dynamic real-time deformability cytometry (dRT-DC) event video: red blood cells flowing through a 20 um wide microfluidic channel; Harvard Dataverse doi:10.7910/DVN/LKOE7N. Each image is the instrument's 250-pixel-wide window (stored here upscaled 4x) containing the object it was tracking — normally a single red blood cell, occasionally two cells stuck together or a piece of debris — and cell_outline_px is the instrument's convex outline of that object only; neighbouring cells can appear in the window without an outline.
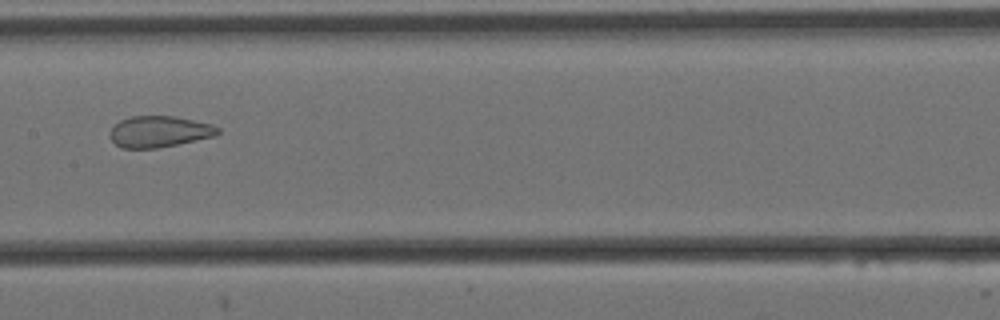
{"species": "Egyptian fruit bat (a non-hibernating species)", "species_latin": "Rousettus aegyptiacus", "temperature_condition": "cold", "stored_images_in_passage": 11, "camera_frame_rate_fps": 3000, "um_per_image_px": 0.085, "animal": {"sex": "female"}, "frame": {"image": 1, "passage_image": 8, "time_ms": 2.333, "image_size_px": [1000, 320], "cell_outline_px": [[220, 132], [216, 136], [156, 148], [120, 148], [108, 136], [108, 132], [120, 120], [132, 116], [172, 116], [212, 124], [220, 128]], "centroid_in_image_um": [13.52, 11.19], "position_along_channel_um": 193.9, "area_um2": 19.59}}
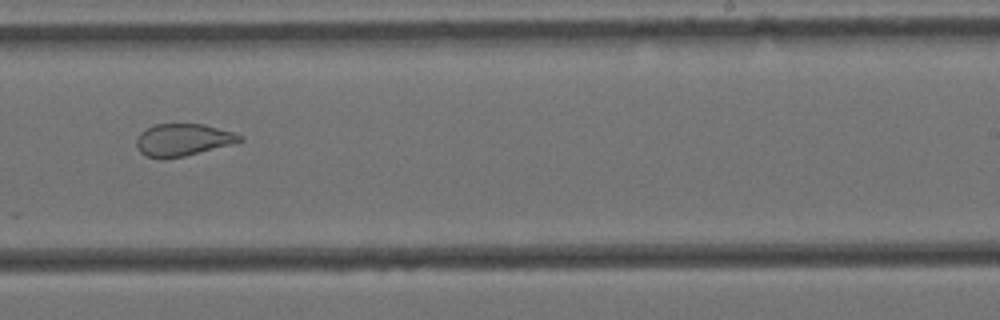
{"frame": {"image": 2, "passage_image": 10, "time_ms": 3.0, "image_size_px": [1000, 320], "cell_outline_px": [[244, 140], [232, 144], [184, 156], [144, 156], [140, 152], [136, 144], [136, 140], [140, 132], [156, 124], [204, 124], [232, 132], [244, 136]], "centroid_in_image_um": [15.58, 11.86], "position_along_channel_um": 273.4, "area_um2": 18.9}}